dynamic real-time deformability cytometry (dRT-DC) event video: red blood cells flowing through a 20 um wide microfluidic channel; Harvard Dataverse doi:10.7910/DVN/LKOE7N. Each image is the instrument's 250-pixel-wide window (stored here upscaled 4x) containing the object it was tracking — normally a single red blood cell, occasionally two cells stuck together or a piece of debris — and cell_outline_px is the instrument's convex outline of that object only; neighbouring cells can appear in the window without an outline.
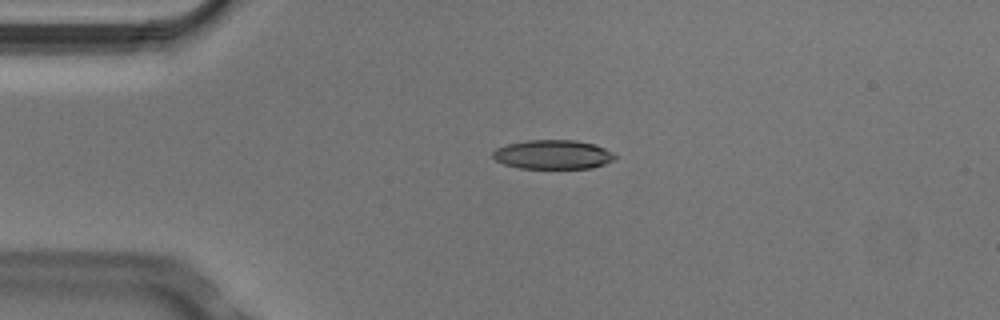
{"species": "Egyptian fruit bat (a non-hibernating species)", "species_latin": "Rousettus aegyptiacus", "temperature_condition": "cold", "stored_images_in_passage": 5, "camera_frame_rate_fps": 3000, "um_per_image_px": 0.085, "animal": {"sex": "male"}, "frame": {"image": 1, "passage_image": 4, "time_ms": 1.0, "image_size_px": [1000, 320], "cell_outline_px": [[616, 156], [612, 160], [604, 164], [592, 168], [520, 168], [504, 164], [496, 160], [492, 156], [492, 152], [496, 148], [508, 144], [528, 140], [576, 140], [592, 144], [604, 148], [612, 152]], "centroid_in_image_um": [46.97, 13.13], "position_along_channel_um": 38.0, "area_um2": 20.58}}